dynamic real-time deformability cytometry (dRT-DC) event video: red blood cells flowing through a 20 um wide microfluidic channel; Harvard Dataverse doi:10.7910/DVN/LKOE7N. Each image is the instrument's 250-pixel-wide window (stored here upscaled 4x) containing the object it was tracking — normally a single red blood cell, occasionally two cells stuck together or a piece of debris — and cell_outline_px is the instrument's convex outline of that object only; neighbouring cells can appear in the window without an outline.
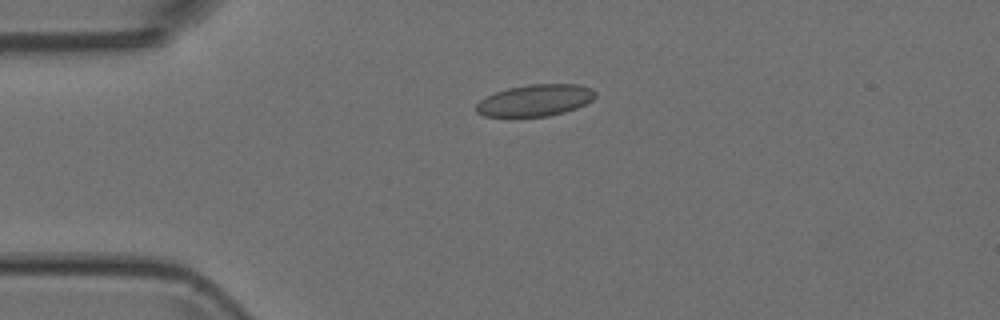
{"species": "Egyptian fruit bat (a non-hibernating species)", "species_latin": "Rousettus aegyptiacus", "temperature_condition": "room temperature", "stored_images_in_passage": 3, "camera_frame_rate_fps": 3000, "um_per_image_px": 0.085, "animal": {"sex": "female"}, "frame": {"image": 1, "passage_image": 2, "time_ms": 0.333, "image_size_px": [1000, 320], "cell_outline_px": [[596, 96], [592, 100], [576, 108], [564, 112], [548, 116], [484, 116], [476, 112], [476, 104], [480, 100], [496, 92], [508, 88], [528, 84], [580, 84], [592, 88], [596, 92]], "centroid_in_image_um": [45.52, 8.52], "position_along_channel_um": 39.5, "area_um2": 21.91}}